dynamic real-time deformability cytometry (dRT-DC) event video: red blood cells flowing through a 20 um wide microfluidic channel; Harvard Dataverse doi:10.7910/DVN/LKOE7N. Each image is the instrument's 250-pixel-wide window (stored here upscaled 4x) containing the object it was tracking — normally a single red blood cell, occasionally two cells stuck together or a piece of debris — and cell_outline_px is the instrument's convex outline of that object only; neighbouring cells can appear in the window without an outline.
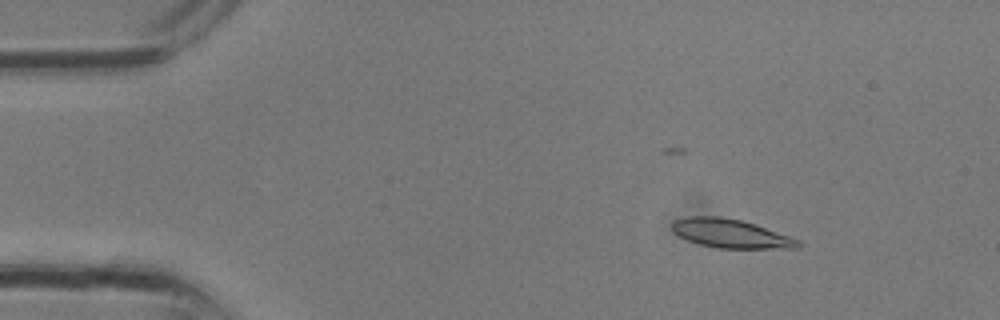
{"species": "common noctule bat (a hibernating species)", "species_latin": "Nyctalus noctula", "temperature_condition": "room temperature", "stored_images_in_passage": 11, "camera_frame_rate_fps": 3000, "um_per_image_px": 0.085, "animal": {"sex": "male", "body_mass_g": 13.3}, "frame": {"image": 1, "passage_image": 4, "time_ms": 1.0, "image_size_px": [1000, 320], "cell_outline_px": [[800, 248], [716, 248], [700, 244], [688, 240], [672, 232], [672, 220], [688, 216], [720, 216], [740, 220], [756, 224], [792, 236], [800, 240]], "centroid_in_image_um": [62.12, 19.84], "position_along_channel_um": 22.9, "area_um2": 21.33}}
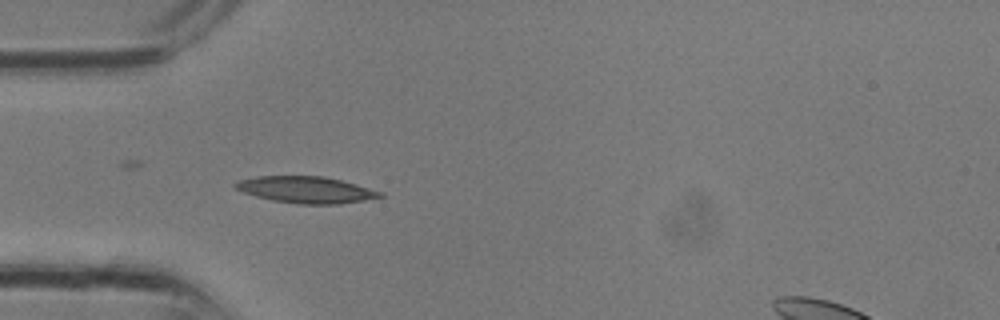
{"frame": {"image": 2, "passage_image": 9, "time_ms": 2.667, "image_size_px": [1000, 320], "cell_outline_px": [[384, 196], [340, 204], [296, 204], [272, 200], [256, 196], [232, 188], [232, 184], [236, 180], [256, 176], [324, 176], [356, 184], [384, 192]], "centroid_in_image_um": [25.96, 16.12], "position_along_channel_um": 59.0, "area_um2": 22.54}}
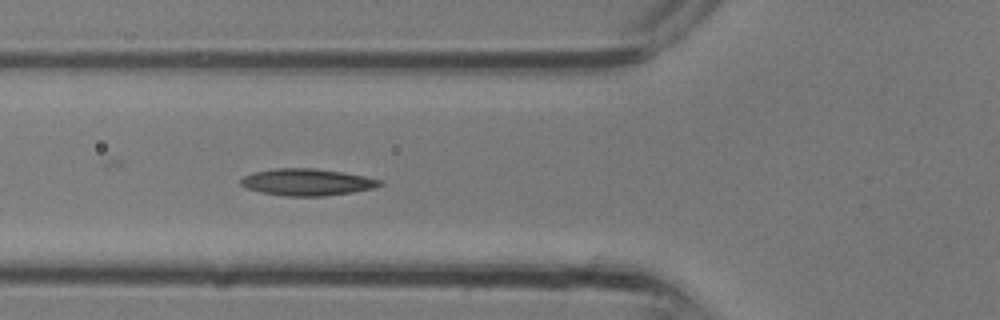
{"frame": {"image": 3, "passage_image": 11, "time_ms": 3.333, "image_size_px": [1000, 320], "cell_outline_px": [[384, 184], [376, 188], [352, 192], [324, 196], [288, 196], [260, 192], [248, 188], [240, 184], [240, 180], [244, 176], [252, 172], [276, 168], [316, 168], [344, 172], [384, 180]], "centroid_in_image_um": [26.15, 15.47], "position_along_channel_um": 99.7, "area_um2": 21.91}}